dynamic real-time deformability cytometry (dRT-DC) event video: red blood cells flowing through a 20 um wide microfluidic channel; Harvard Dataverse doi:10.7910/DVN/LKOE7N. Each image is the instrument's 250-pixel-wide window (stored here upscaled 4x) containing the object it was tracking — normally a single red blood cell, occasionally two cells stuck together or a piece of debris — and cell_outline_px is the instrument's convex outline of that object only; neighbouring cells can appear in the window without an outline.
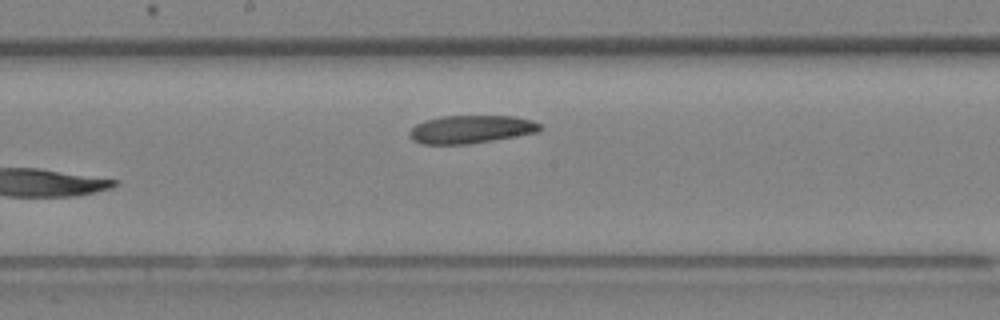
{"species": "Egyptian fruit bat (a non-hibernating species)", "species_latin": "Rousettus aegyptiacus", "temperature_condition": "room temperature", "stored_images_in_passage": 13, "camera_frame_rate_fps": 3000, "um_per_image_px": 0.085, "animal": {"sex": "female"}, "frame": {"image": 1, "passage_image": 13, "time_ms": 4.0, "image_size_px": [1000, 320], "cell_outline_px": [[544, 128], [540, 132], [468, 144], [420, 144], [412, 140], [408, 136], [408, 132], [416, 124], [424, 120], [440, 116], [512, 116], [532, 120], [540, 124]], "centroid_in_image_um": [40.02, 10.99], "position_along_channel_um": 208.2, "area_um2": 21.5}}